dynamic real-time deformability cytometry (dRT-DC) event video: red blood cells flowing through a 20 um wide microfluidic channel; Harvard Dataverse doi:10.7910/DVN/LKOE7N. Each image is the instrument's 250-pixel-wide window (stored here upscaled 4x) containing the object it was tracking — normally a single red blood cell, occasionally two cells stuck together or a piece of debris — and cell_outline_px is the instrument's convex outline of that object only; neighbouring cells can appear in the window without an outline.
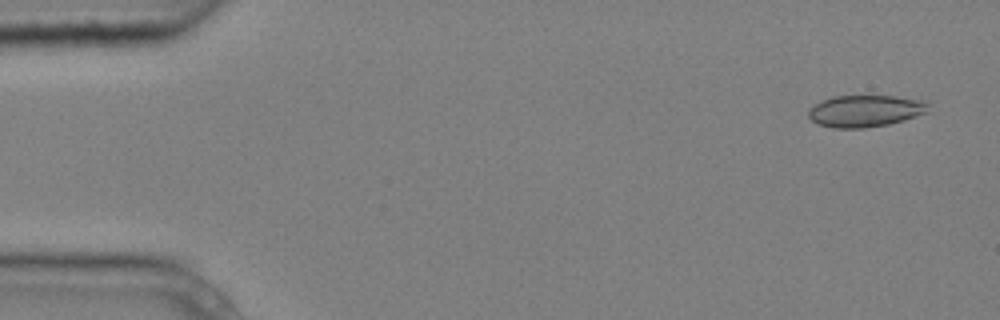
{"species": "common noctule bat (a hibernating species)", "species_latin": "Nyctalus noctula", "temperature_condition": "cold", "stored_images_in_passage": 3, "camera_frame_rate_fps": 3000, "um_per_image_px": 0.085, "animal": {"sex": "male", "body_mass_g": 20.4}, "frame": {"image": 1, "passage_image": 1, "time_ms": 0.0, "image_size_px": [1000, 320], "cell_outline_px": [[928, 112], [904, 120], [888, 124], [864, 128], [832, 128], [816, 124], [808, 116], [808, 108], [832, 96], [896, 96], [928, 100]], "centroid_in_image_um": [73.56, 9.43], "position_along_channel_um": 11.4, "area_um2": 22.43}}
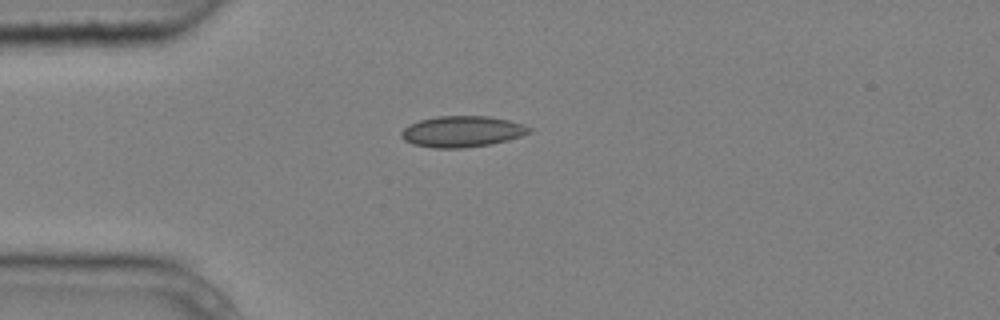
{"frame": {"image": 2, "passage_image": 3, "time_ms": 0.667, "image_size_px": [1000, 320], "cell_outline_px": [[532, 132], [508, 140], [492, 144], [464, 148], [432, 148], [412, 144], [404, 140], [400, 136], [400, 132], [408, 124], [420, 120], [436, 116], [488, 116], [508, 120], [524, 124], [532, 128]], "centroid_in_image_um": [39.27, 11.18], "position_along_channel_um": 45.7, "area_um2": 23.41}}